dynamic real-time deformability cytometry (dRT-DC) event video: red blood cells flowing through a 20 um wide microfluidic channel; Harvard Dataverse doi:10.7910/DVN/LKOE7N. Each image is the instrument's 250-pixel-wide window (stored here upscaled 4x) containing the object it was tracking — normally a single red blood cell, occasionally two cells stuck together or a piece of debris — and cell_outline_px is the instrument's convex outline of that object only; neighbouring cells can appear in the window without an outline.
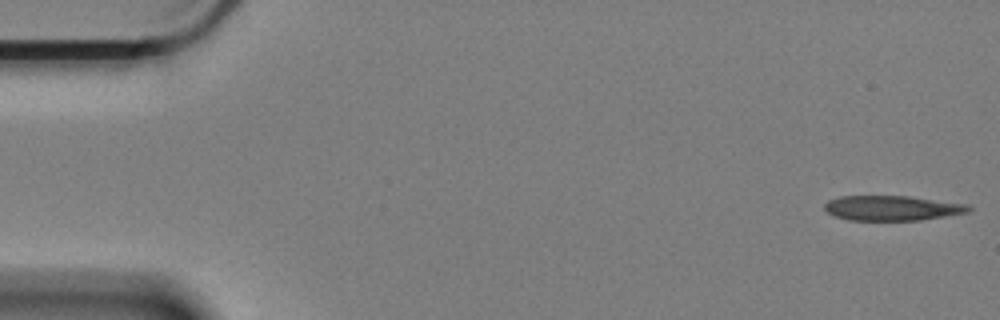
{"species": "Egyptian fruit bat (a non-hibernating species)", "species_latin": "Rousettus aegyptiacus", "temperature_condition": "cold", "stored_images_in_passage": 8, "camera_frame_rate_fps": 3000, "um_per_image_px": 0.085, "animal": {"sex": "female"}, "frame": {"image": 1, "passage_image": 1, "time_ms": 0.0, "image_size_px": [1000, 320], "cell_outline_px": [[972, 208], [968, 212], [920, 220], [848, 220], [836, 216], [828, 212], [824, 208], [824, 204], [828, 200], [840, 196], [908, 196], [968, 204]], "centroid_in_image_um": [75.82, 17.68], "position_along_channel_um": 9.2, "area_um2": 20.81}}